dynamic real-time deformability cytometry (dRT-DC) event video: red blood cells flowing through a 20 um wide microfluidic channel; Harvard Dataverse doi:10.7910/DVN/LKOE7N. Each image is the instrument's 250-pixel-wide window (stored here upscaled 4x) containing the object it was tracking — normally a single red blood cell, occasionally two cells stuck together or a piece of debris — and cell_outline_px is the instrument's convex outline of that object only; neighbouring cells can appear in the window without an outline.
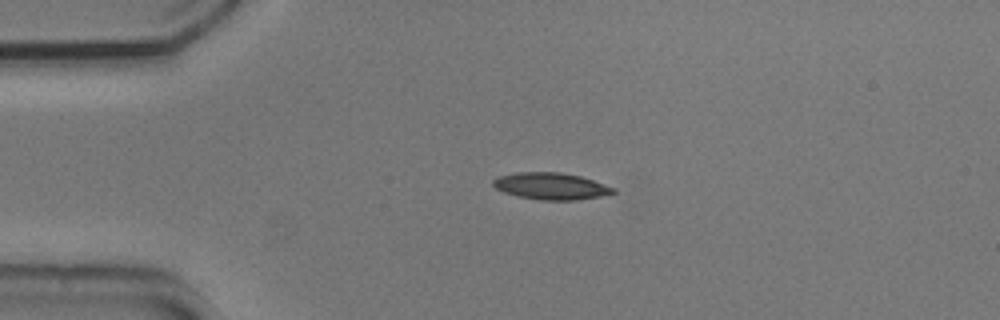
{"species": "common noctule bat (a hibernating species)", "species_latin": "Nyctalus noctula", "temperature_condition": "cold", "stored_images_in_passage": 43, "camera_frame_rate_fps": 3000, "um_per_image_px": 0.085, "animal": {"sex": "male", "body_mass_g": 20.5, "forearm_length_mm": 52.5}, "frame": {"image": 1, "passage_image": 1, "time_ms": 0.0, "image_size_px": [1000, 320], "cell_outline_px": [[616, 192], [600, 196], [576, 200], [540, 200], [516, 196], [504, 192], [496, 188], [492, 184], [492, 180], [500, 176], [516, 172], [560, 172], [580, 176], [616, 188]], "centroid_in_image_um": [46.82, 15.82], "position_along_channel_um": 38.2, "area_um2": 18.73}}
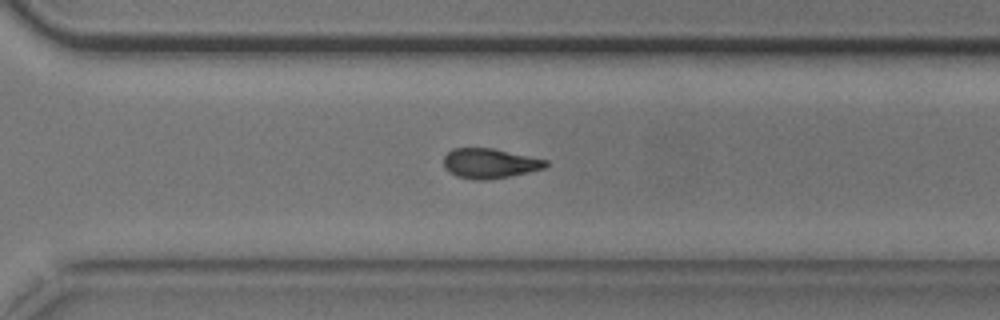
{"frame": {"image": 2, "passage_image": 27, "time_ms": 8.667, "image_size_px": [1000, 320], "cell_outline_px": [[548, 164], [544, 168], [528, 172], [488, 180], [476, 180], [456, 176], [448, 172], [444, 168], [444, 156], [452, 148], [492, 148], [548, 160]], "centroid_in_image_um": [41.59, 13.89], "position_along_channel_um": 329.0, "area_um2": 17.74}}
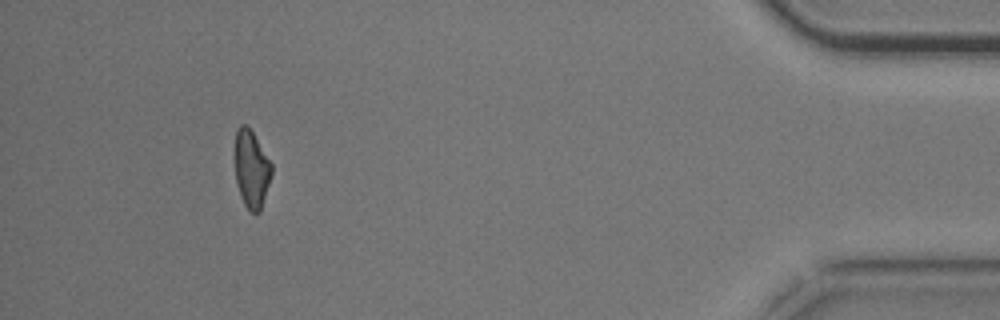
{"frame": {"image": 3, "passage_image": 39, "time_ms": 12.667, "image_size_px": [1000, 320], "cell_outline_px": [[272, 172], [260, 212], [252, 212], [244, 204], [240, 196], [236, 180], [236, 128], [240, 124], [248, 124], [272, 164]], "centroid_in_image_um": [21.38, 14.34], "position_along_channel_um": 413.8, "area_um2": 16.36}, "authors_computed_cell_mechanics": {"area_um2": 18.207, "velocity_mm_per_s": 3.6983, "shape_relaxation_time_tau1_ms": 4.5848, "shape_relaxation_time_tau2_ms": 5.2768, "deformation_change_tau1": 0.1551, "deformation_change_tau2": 0.122}}